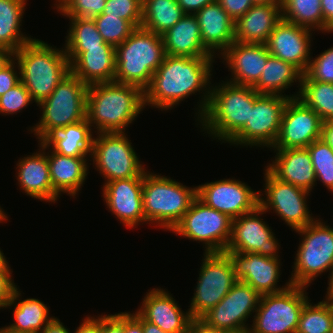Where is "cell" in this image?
Listing matches in <instances>:
<instances>
[{"label":"cell","instance_id":"6da1fadb","mask_svg":"<svg viewBox=\"0 0 333 333\" xmlns=\"http://www.w3.org/2000/svg\"><path fill=\"white\" fill-rule=\"evenodd\" d=\"M217 57H187L166 55L144 91L145 107L167 111L195 93H202L197 102V122L210 99L213 63ZM202 91V92H200ZM204 94V95H203Z\"/></svg>","mask_w":333,"mask_h":333},{"label":"cell","instance_id":"7a4b0ae2","mask_svg":"<svg viewBox=\"0 0 333 333\" xmlns=\"http://www.w3.org/2000/svg\"><path fill=\"white\" fill-rule=\"evenodd\" d=\"M145 107L144 91L118 82L88 86L86 118L94 133L125 132Z\"/></svg>","mask_w":333,"mask_h":333},{"label":"cell","instance_id":"3957f363","mask_svg":"<svg viewBox=\"0 0 333 333\" xmlns=\"http://www.w3.org/2000/svg\"><path fill=\"white\" fill-rule=\"evenodd\" d=\"M252 86L235 85L222 81L211 86L209 103L198 120L201 131L228 143L249 120L250 109L260 96Z\"/></svg>","mask_w":333,"mask_h":333},{"label":"cell","instance_id":"277c9868","mask_svg":"<svg viewBox=\"0 0 333 333\" xmlns=\"http://www.w3.org/2000/svg\"><path fill=\"white\" fill-rule=\"evenodd\" d=\"M20 80L38 105L48 98L56 86L70 73L65 50L34 38L13 53Z\"/></svg>","mask_w":333,"mask_h":333},{"label":"cell","instance_id":"5b68a950","mask_svg":"<svg viewBox=\"0 0 333 333\" xmlns=\"http://www.w3.org/2000/svg\"><path fill=\"white\" fill-rule=\"evenodd\" d=\"M116 51L114 82L134 85L145 91L166 53L162 36L136 28Z\"/></svg>","mask_w":333,"mask_h":333},{"label":"cell","instance_id":"8992f818","mask_svg":"<svg viewBox=\"0 0 333 333\" xmlns=\"http://www.w3.org/2000/svg\"><path fill=\"white\" fill-rule=\"evenodd\" d=\"M196 197L197 186L191 188L147 170L144 173L142 198L146 224H156L171 232Z\"/></svg>","mask_w":333,"mask_h":333},{"label":"cell","instance_id":"52a82bcc","mask_svg":"<svg viewBox=\"0 0 333 333\" xmlns=\"http://www.w3.org/2000/svg\"><path fill=\"white\" fill-rule=\"evenodd\" d=\"M317 218L295 232L302 238L296 250L289 281L309 287L322 273L328 272L327 291L333 290V227Z\"/></svg>","mask_w":333,"mask_h":333},{"label":"cell","instance_id":"ba28073f","mask_svg":"<svg viewBox=\"0 0 333 333\" xmlns=\"http://www.w3.org/2000/svg\"><path fill=\"white\" fill-rule=\"evenodd\" d=\"M88 86L70 72L37 106L40 121L30 127L38 142L62 127L86 119Z\"/></svg>","mask_w":333,"mask_h":333},{"label":"cell","instance_id":"9c48e42d","mask_svg":"<svg viewBox=\"0 0 333 333\" xmlns=\"http://www.w3.org/2000/svg\"><path fill=\"white\" fill-rule=\"evenodd\" d=\"M306 288L291 284L282 292L262 295L251 333H296L302 308L310 300Z\"/></svg>","mask_w":333,"mask_h":333},{"label":"cell","instance_id":"30bf717a","mask_svg":"<svg viewBox=\"0 0 333 333\" xmlns=\"http://www.w3.org/2000/svg\"><path fill=\"white\" fill-rule=\"evenodd\" d=\"M89 161L105 179L104 183L116 179L144 177L146 167L131 145L126 132L95 133ZM127 135V136H126Z\"/></svg>","mask_w":333,"mask_h":333},{"label":"cell","instance_id":"8fae6325","mask_svg":"<svg viewBox=\"0 0 333 333\" xmlns=\"http://www.w3.org/2000/svg\"><path fill=\"white\" fill-rule=\"evenodd\" d=\"M203 254L197 285L188 309L194 320H199L214 308L238 281L228 253Z\"/></svg>","mask_w":333,"mask_h":333},{"label":"cell","instance_id":"7c38bea8","mask_svg":"<svg viewBox=\"0 0 333 333\" xmlns=\"http://www.w3.org/2000/svg\"><path fill=\"white\" fill-rule=\"evenodd\" d=\"M228 215L207 206L196 197L172 233L205 244L204 252H225L232 234Z\"/></svg>","mask_w":333,"mask_h":333},{"label":"cell","instance_id":"4fadbf2b","mask_svg":"<svg viewBox=\"0 0 333 333\" xmlns=\"http://www.w3.org/2000/svg\"><path fill=\"white\" fill-rule=\"evenodd\" d=\"M290 98H296V94H261L250 109L246 125L228 142L230 146H257L271 150L277 140L283 112Z\"/></svg>","mask_w":333,"mask_h":333},{"label":"cell","instance_id":"5bb4252c","mask_svg":"<svg viewBox=\"0 0 333 333\" xmlns=\"http://www.w3.org/2000/svg\"><path fill=\"white\" fill-rule=\"evenodd\" d=\"M264 171L265 191L259 190V206L265 212L273 210L293 231L304 228L316 219L307 206V197L311 192L279 180L266 166Z\"/></svg>","mask_w":333,"mask_h":333},{"label":"cell","instance_id":"9a60e30c","mask_svg":"<svg viewBox=\"0 0 333 333\" xmlns=\"http://www.w3.org/2000/svg\"><path fill=\"white\" fill-rule=\"evenodd\" d=\"M260 297L249 284L238 280L228 294L199 320L218 330L250 328L246 322L257 310Z\"/></svg>","mask_w":333,"mask_h":333},{"label":"cell","instance_id":"2e32d148","mask_svg":"<svg viewBox=\"0 0 333 333\" xmlns=\"http://www.w3.org/2000/svg\"><path fill=\"white\" fill-rule=\"evenodd\" d=\"M264 213L258 206L254 211L233 219L231 239L225 252L257 253L280 258L279 241L273 229L261 218Z\"/></svg>","mask_w":333,"mask_h":333},{"label":"cell","instance_id":"e0dca14e","mask_svg":"<svg viewBox=\"0 0 333 333\" xmlns=\"http://www.w3.org/2000/svg\"><path fill=\"white\" fill-rule=\"evenodd\" d=\"M197 197L207 206L235 219L259 206V190L245 182L229 178L197 186Z\"/></svg>","mask_w":333,"mask_h":333},{"label":"cell","instance_id":"ac0fdd59","mask_svg":"<svg viewBox=\"0 0 333 333\" xmlns=\"http://www.w3.org/2000/svg\"><path fill=\"white\" fill-rule=\"evenodd\" d=\"M320 116L300 99L290 98L283 112L280 131L273 150L307 148L321 138Z\"/></svg>","mask_w":333,"mask_h":333},{"label":"cell","instance_id":"d6986e66","mask_svg":"<svg viewBox=\"0 0 333 333\" xmlns=\"http://www.w3.org/2000/svg\"><path fill=\"white\" fill-rule=\"evenodd\" d=\"M230 256L237 280L249 284L261 296L286 290L291 282L278 286L281 262L279 258L257 253L226 252Z\"/></svg>","mask_w":333,"mask_h":333},{"label":"cell","instance_id":"ffe728a7","mask_svg":"<svg viewBox=\"0 0 333 333\" xmlns=\"http://www.w3.org/2000/svg\"><path fill=\"white\" fill-rule=\"evenodd\" d=\"M312 31L282 18L268 38L267 49L270 55L291 63L304 74L311 59Z\"/></svg>","mask_w":333,"mask_h":333},{"label":"cell","instance_id":"44dd1931","mask_svg":"<svg viewBox=\"0 0 333 333\" xmlns=\"http://www.w3.org/2000/svg\"><path fill=\"white\" fill-rule=\"evenodd\" d=\"M103 200L109 211L127 228L145 223L143 210V177L116 179L102 187Z\"/></svg>","mask_w":333,"mask_h":333},{"label":"cell","instance_id":"7402d4cb","mask_svg":"<svg viewBox=\"0 0 333 333\" xmlns=\"http://www.w3.org/2000/svg\"><path fill=\"white\" fill-rule=\"evenodd\" d=\"M164 288L148 289L142 305L136 310L146 321L167 333H189L193 318L190 311L184 312L172 294Z\"/></svg>","mask_w":333,"mask_h":333},{"label":"cell","instance_id":"603a6c76","mask_svg":"<svg viewBox=\"0 0 333 333\" xmlns=\"http://www.w3.org/2000/svg\"><path fill=\"white\" fill-rule=\"evenodd\" d=\"M221 56L232 76L226 81L253 87L260 79L270 53L266 44L234 41L219 57Z\"/></svg>","mask_w":333,"mask_h":333},{"label":"cell","instance_id":"cb8c5ba5","mask_svg":"<svg viewBox=\"0 0 333 333\" xmlns=\"http://www.w3.org/2000/svg\"><path fill=\"white\" fill-rule=\"evenodd\" d=\"M70 72L87 86L113 82L116 70L115 48H64Z\"/></svg>","mask_w":333,"mask_h":333},{"label":"cell","instance_id":"d4e9b609","mask_svg":"<svg viewBox=\"0 0 333 333\" xmlns=\"http://www.w3.org/2000/svg\"><path fill=\"white\" fill-rule=\"evenodd\" d=\"M39 151L27 155L16 163V179L22 192L40 201L55 203L60 197L53 191L50 179L46 144L38 143Z\"/></svg>","mask_w":333,"mask_h":333},{"label":"cell","instance_id":"484cf974","mask_svg":"<svg viewBox=\"0 0 333 333\" xmlns=\"http://www.w3.org/2000/svg\"><path fill=\"white\" fill-rule=\"evenodd\" d=\"M194 15L199 23L204 47L214 57L218 56L219 58L235 41V21L227 14L217 0L204 6Z\"/></svg>","mask_w":333,"mask_h":333},{"label":"cell","instance_id":"4316f807","mask_svg":"<svg viewBox=\"0 0 333 333\" xmlns=\"http://www.w3.org/2000/svg\"><path fill=\"white\" fill-rule=\"evenodd\" d=\"M274 152L275 159L266 168L279 180L312 192L317 182L308 149L292 148Z\"/></svg>","mask_w":333,"mask_h":333},{"label":"cell","instance_id":"83f0119b","mask_svg":"<svg viewBox=\"0 0 333 333\" xmlns=\"http://www.w3.org/2000/svg\"><path fill=\"white\" fill-rule=\"evenodd\" d=\"M282 19L281 4L255 3L235 25V41L266 44L276 24Z\"/></svg>","mask_w":333,"mask_h":333},{"label":"cell","instance_id":"f1b7e54d","mask_svg":"<svg viewBox=\"0 0 333 333\" xmlns=\"http://www.w3.org/2000/svg\"><path fill=\"white\" fill-rule=\"evenodd\" d=\"M49 152L47 158L53 191L59 197L62 193H67L74 198L88 177V157H68L51 149Z\"/></svg>","mask_w":333,"mask_h":333},{"label":"cell","instance_id":"f546056e","mask_svg":"<svg viewBox=\"0 0 333 333\" xmlns=\"http://www.w3.org/2000/svg\"><path fill=\"white\" fill-rule=\"evenodd\" d=\"M161 36L168 56L214 57L202 43L199 23L194 14H185Z\"/></svg>","mask_w":333,"mask_h":333},{"label":"cell","instance_id":"4dcf8cb0","mask_svg":"<svg viewBox=\"0 0 333 333\" xmlns=\"http://www.w3.org/2000/svg\"><path fill=\"white\" fill-rule=\"evenodd\" d=\"M94 129L86 119L62 127L47 136L43 142L46 149L68 157H90ZM50 147V148H49Z\"/></svg>","mask_w":333,"mask_h":333},{"label":"cell","instance_id":"1f68e13d","mask_svg":"<svg viewBox=\"0 0 333 333\" xmlns=\"http://www.w3.org/2000/svg\"><path fill=\"white\" fill-rule=\"evenodd\" d=\"M20 296V289L16 287L11 300L5 306V308L14 307V323L5 325V327L17 333H40L54 316L49 315V307L40 299L26 298L22 300V296Z\"/></svg>","mask_w":333,"mask_h":333},{"label":"cell","instance_id":"d6a6232c","mask_svg":"<svg viewBox=\"0 0 333 333\" xmlns=\"http://www.w3.org/2000/svg\"><path fill=\"white\" fill-rule=\"evenodd\" d=\"M303 73L294 65L270 55L267 58L262 75L253 89L260 94L281 95L286 89L298 82V97Z\"/></svg>","mask_w":333,"mask_h":333},{"label":"cell","instance_id":"836d02e7","mask_svg":"<svg viewBox=\"0 0 333 333\" xmlns=\"http://www.w3.org/2000/svg\"><path fill=\"white\" fill-rule=\"evenodd\" d=\"M27 0H0V47L15 53L33 40L21 32Z\"/></svg>","mask_w":333,"mask_h":333},{"label":"cell","instance_id":"e575fe53","mask_svg":"<svg viewBox=\"0 0 333 333\" xmlns=\"http://www.w3.org/2000/svg\"><path fill=\"white\" fill-rule=\"evenodd\" d=\"M185 14L177 0H143L141 27L161 36Z\"/></svg>","mask_w":333,"mask_h":333},{"label":"cell","instance_id":"d590c367","mask_svg":"<svg viewBox=\"0 0 333 333\" xmlns=\"http://www.w3.org/2000/svg\"><path fill=\"white\" fill-rule=\"evenodd\" d=\"M318 303L308 300L300 313L296 333H331L333 326V293L326 291ZM310 301V302H309Z\"/></svg>","mask_w":333,"mask_h":333},{"label":"cell","instance_id":"8d00e7d4","mask_svg":"<svg viewBox=\"0 0 333 333\" xmlns=\"http://www.w3.org/2000/svg\"><path fill=\"white\" fill-rule=\"evenodd\" d=\"M281 9L284 20L325 34L321 0H282Z\"/></svg>","mask_w":333,"mask_h":333},{"label":"cell","instance_id":"74e56055","mask_svg":"<svg viewBox=\"0 0 333 333\" xmlns=\"http://www.w3.org/2000/svg\"><path fill=\"white\" fill-rule=\"evenodd\" d=\"M297 98L313 109L323 122L333 121V83L301 81Z\"/></svg>","mask_w":333,"mask_h":333},{"label":"cell","instance_id":"f35d334b","mask_svg":"<svg viewBox=\"0 0 333 333\" xmlns=\"http://www.w3.org/2000/svg\"><path fill=\"white\" fill-rule=\"evenodd\" d=\"M67 18L70 27L63 48H115L103 40L93 19Z\"/></svg>","mask_w":333,"mask_h":333},{"label":"cell","instance_id":"ab89813d","mask_svg":"<svg viewBox=\"0 0 333 333\" xmlns=\"http://www.w3.org/2000/svg\"><path fill=\"white\" fill-rule=\"evenodd\" d=\"M310 152L316 182L320 181L333 193V149L321 138L307 147Z\"/></svg>","mask_w":333,"mask_h":333},{"label":"cell","instance_id":"60d3db41","mask_svg":"<svg viewBox=\"0 0 333 333\" xmlns=\"http://www.w3.org/2000/svg\"><path fill=\"white\" fill-rule=\"evenodd\" d=\"M93 20L103 40L115 48L136 29L129 21L106 14L97 15Z\"/></svg>","mask_w":333,"mask_h":333},{"label":"cell","instance_id":"b9f144b4","mask_svg":"<svg viewBox=\"0 0 333 333\" xmlns=\"http://www.w3.org/2000/svg\"><path fill=\"white\" fill-rule=\"evenodd\" d=\"M54 9L65 17L94 19L102 14L107 0H55Z\"/></svg>","mask_w":333,"mask_h":333},{"label":"cell","instance_id":"7bdbcfd3","mask_svg":"<svg viewBox=\"0 0 333 333\" xmlns=\"http://www.w3.org/2000/svg\"><path fill=\"white\" fill-rule=\"evenodd\" d=\"M143 0H107L102 14L129 21L135 28L142 25Z\"/></svg>","mask_w":333,"mask_h":333},{"label":"cell","instance_id":"ee69618b","mask_svg":"<svg viewBox=\"0 0 333 333\" xmlns=\"http://www.w3.org/2000/svg\"><path fill=\"white\" fill-rule=\"evenodd\" d=\"M301 81H319L333 83V47L311 57L308 68Z\"/></svg>","mask_w":333,"mask_h":333},{"label":"cell","instance_id":"f6af8a7d","mask_svg":"<svg viewBox=\"0 0 333 333\" xmlns=\"http://www.w3.org/2000/svg\"><path fill=\"white\" fill-rule=\"evenodd\" d=\"M33 102L30 92L20 81L16 86L0 96V114H17V112H21Z\"/></svg>","mask_w":333,"mask_h":333},{"label":"cell","instance_id":"bcb514c9","mask_svg":"<svg viewBox=\"0 0 333 333\" xmlns=\"http://www.w3.org/2000/svg\"><path fill=\"white\" fill-rule=\"evenodd\" d=\"M20 81L19 66L13 58L0 70V96L16 86Z\"/></svg>","mask_w":333,"mask_h":333},{"label":"cell","instance_id":"7dc6e473","mask_svg":"<svg viewBox=\"0 0 333 333\" xmlns=\"http://www.w3.org/2000/svg\"><path fill=\"white\" fill-rule=\"evenodd\" d=\"M227 14L236 21L242 17L255 3L253 0H217Z\"/></svg>","mask_w":333,"mask_h":333},{"label":"cell","instance_id":"c3c4849f","mask_svg":"<svg viewBox=\"0 0 333 333\" xmlns=\"http://www.w3.org/2000/svg\"><path fill=\"white\" fill-rule=\"evenodd\" d=\"M102 333H125V312L102 314Z\"/></svg>","mask_w":333,"mask_h":333},{"label":"cell","instance_id":"681fc988","mask_svg":"<svg viewBox=\"0 0 333 333\" xmlns=\"http://www.w3.org/2000/svg\"><path fill=\"white\" fill-rule=\"evenodd\" d=\"M13 271H0V309L11 300L12 293L17 285L12 279Z\"/></svg>","mask_w":333,"mask_h":333},{"label":"cell","instance_id":"f907efd6","mask_svg":"<svg viewBox=\"0 0 333 333\" xmlns=\"http://www.w3.org/2000/svg\"><path fill=\"white\" fill-rule=\"evenodd\" d=\"M87 316L73 333H102V315Z\"/></svg>","mask_w":333,"mask_h":333},{"label":"cell","instance_id":"816d5d0a","mask_svg":"<svg viewBox=\"0 0 333 333\" xmlns=\"http://www.w3.org/2000/svg\"><path fill=\"white\" fill-rule=\"evenodd\" d=\"M125 333H143V317L137 311H125Z\"/></svg>","mask_w":333,"mask_h":333},{"label":"cell","instance_id":"f5cc1de1","mask_svg":"<svg viewBox=\"0 0 333 333\" xmlns=\"http://www.w3.org/2000/svg\"><path fill=\"white\" fill-rule=\"evenodd\" d=\"M213 1L214 0H177L178 4L186 14H195Z\"/></svg>","mask_w":333,"mask_h":333},{"label":"cell","instance_id":"db71d44e","mask_svg":"<svg viewBox=\"0 0 333 333\" xmlns=\"http://www.w3.org/2000/svg\"><path fill=\"white\" fill-rule=\"evenodd\" d=\"M321 8L325 21V33H333V0H321Z\"/></svg>","mask_w":333,"mask_h":333},{"label":"cell","instance_id":"11a10c76","mask_svg":"<svg viewBox=\"0 0 333 333\" xmlns=\"http://www.w3.org/2000/svg\"><path fill=\"white\" fill-rule=\"evenodd\" d=\"M40 333H70V330L57 317H54Z\"/></svg>","mask_w":333,"mask_h":333},{"label":"cell","instance_id":"9f6ffc18","mask_svg":"<svg viewBox=\"0 0 333 333\" xmlns=\"http://www.w3.org/2000/svg\"><path fill=\"white\" fill-rule=\"evenodd\" d=\"M321 139L333 149V121L322 123Z\"/></svg>","mask_w":333,"mask_h":333},{"label":"cell","instance_id":"6f0895ef","mask_svg":"<svg viewBox=\"0 0 333 333\" xmlns=\"http://www.w3.org/2000/svg\"><path fill=\"white\" fill-rule=\"evenodd\" d=\"M189 333H220V330L209 328L200 320H193Z\"/></svg>","mask_w":333,"mask_h":333},{"label":"cell","instance_id":"680465c9","mask_svg":"<svg viewBox=\"0 0 333 333\" xmlns=\"http://www.w3.org/2000/svg\"><path fill=\"white\" fill-rule=\"evenodd\" d=\"M13 59V52L0 47V70Z\"/></svg>","mask_w":333,"mask_h":333},{"label":"cell","instance_id":"91938a15","mask_svg":"<svg viewBox=\"0 0 333 333\" xmlns=\"http://www.w3.org/2000/svg\"><path fill=\"white\" fill-rule=\"evenodd\" d=\"M143 333H167V332L163 331L155 324L148 322L143 318Z\"/></svg>","mask_w":333,"mask_h":333},{"label":"cell","instance_id":"94428289","mask_svg":"<svg viewBox=\"0 0 333 333\" xmlns=\"http://www.w3.org/2000/svg\"><path fill=\"white\" fill-rule=\"evenodd\" d=\"M0 271H12L11 267L9 266L8 260H6L4 253L1 251V248H0Z\"/></svg>","mask_w":333,"mask_h":333},{"label":"cell","instance_id":"6125c7cd","mask_svg":"<svg viewBox=\"0 0 333 333\" xmlns=\"http://www.w3.org/2000/svg\"><path fill=\"white\" fill-rule=\"evenodd\" d=\"M220 333H251L250 328H239L234 330H220Z\"/></svg>","mask_w":333,"mask_h":333},{"label":"cell","instance_id":"be15d7a7","mask_svg":"<svg viewBox=\"0 0 333 333\" xmlns=\"http://www.w3.org/2000/svg\"><path fill=\"white\" fill-rule=\"evenodd\" d=\"M253 2L259 4H281L282 0H253Z\"/></svg>","mask_w":333,"mask_h":333},{"label":"cell","instance_id":"e7e4bbea","mask_svg":"<svg viewBox=\"0 0 333 333\" xmlns=\"http://www.w3.org/2000/svg\"><path fill=\"white\" fill-rule=\"evenodd\" d=\"M8 220L7 214L4 212L3 208L0 206V223Z\"/></svg>","mask_w":333,"mask_h":333},{"label":"cell","instance_id":"03108f58","mask_svg":"<svg viewBox=\"0 0 333 333\" xmlns=\"http://www.w3.org/2000/svg\"><path fill=\"white\" fill-rule=\"evenodd\" d=\"M0 333H17V332L11 331L7 327L4 326V327L0 328Z\"/></svg>","mask_w":333,"mask_h":333}]
</instances>
